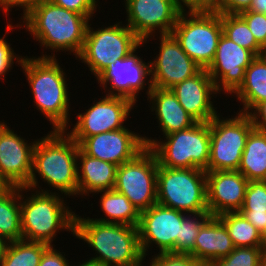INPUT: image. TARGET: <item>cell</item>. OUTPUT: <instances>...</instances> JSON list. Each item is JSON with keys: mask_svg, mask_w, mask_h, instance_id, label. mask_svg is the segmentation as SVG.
Here are the masks:
<instances>
[{"mask_svg": "<svg viewBox=\"0 0 266 266\" xmlns=\"http://www.w3.org/2000/svg\"><path fill=\"white\" fill-rule=\"evenodd\" d=\"M9 242L2 236H0V261L5 255L6 248L8 246Z\"/></svg>", "mask_w": 266, "mask_h": 266, "instance_id": "47", "label": "cell"}, {"mask_svg": "<svg viewBox=\"0 0 266 266\" xmlns=\"http://www.w3.org/2000/svg\"><path fill=\"white\" fill-rule=\"evenodd\" d=\"M3 121V122H2ZM0 121V179L6 186L25 187L32 174L33 149L37 139L28 141Z\"/></svg>", "mask_w": 266, "mask_h": 266, "instance_id": "17", "label": "cell"}, {"mask_svg": "<svg viewBox=\"0 0 266 266\" xmlns=\"http://www.w3.org/2000/svg\"><path fill=\"white\" fill-rule=\"evenodd\" d=\"M125 24L143 41L161 34H171L181 10L175 0H124ZM157 30V32H156Z\"/></svg>", "mask_w": 266, "mask_h": 266, "instance_id": "16", "label": "cell"}, {"mask_svg": "<svg viewBox=\"0 0 266 266\" xmlns=\"http://www.w3.org/2000/svg\"><path fill=\"white\" fill-rule=\"evenodd\" d=\"M266 247H235L226 257L215 260L210 266H264Z\"/></svg>", "mask_w": 266, "mask_h": 266, "instance_id": "33", "label": "cell"}, {"mask_svg": "<svg viewBox=\"0 0 266 266\" xmlns=\"http://www.w3.org/2000/svg\"><path fill=\"white\" fill-rule=\"evenodd\" d=\"M22 21L19 22L20 26L29 32L33 40L38 41L37 44L40 43V48L52 52L50 55L42 52L39 58H57L55 54L64 51L69 55L73 53L76 59L82 50L90 22L86 16L51 1L32 9Z\"/></svg>", "mask_w": 266, "mask_h": 266, "instance_id": "2", "label": "cell"}, {"mask_svg": "<svg viewBox=\"0 0 266 266\" xmlns=\"http://www.w3.org/2000/svg\"><path fill=\"white\" fill-rule=\"evenodd\" d=\"M256 57L253 52L222 34L215 57L206 69L215 83L216 91L232 95L243 83L246 68Z\"/></svg>", "mask_w": 266, "mask_h": 266, "instance_id": "18", "label": "cell"}, {"mask_svg": "<svg viewBox=\"0 0 266 266\" xmlns=\"http://www.w3.org/2000/svg\"><path fill=\"white\" fill-rule=\"evenodd\" d=\"M236 95V96H235ZM241 102L237 112L247 114L257 103L266 101V54L257 56L246 68L243 83L231 95Z\"/></svg>", "mask_w": 266, "mask_h": 266, "instance_id": "25", "label": "cell"}, {"mask_svg": "<svg viewBox=\"0 0 266 266\" xmlns=\"http://www.w3.org/2000/svg\"><path fill=\"white\" fill-rule=\"evenodd\" d=\"M186 215L187 213L160 204H154L140 213L137 228L145 258L150 255L148 252L154 247L159 250L157 254H175V243L179 236L181 222Z\"/></svg>", "mask_w": 266, "mask_h": 266, "instance_id": "15", "label": "cell"}, {"mask_svg": "<svg viewBox=\"0 0 266 266\" xmlns=\"http://www.w3.org/2000/svg\"><path fill=\"white\" fill-rule=\"evenodd\" d=\"M211 217L209 212L187 214L181 222L175 254H190L194 250L196 237L201 226Z\"/></svg>", "mask_w": 266, "mask_h": 266, "instance_id": "32", "label": "cell"}, {"mask_svg": "<svg viewBox=\"0 0 266 266\" xmlns=\"http://www.w3.org/2000/svg\"><path fill=\"white\" fill-rule=\"evenodd\" d=\"M46 1L49 0H0V9L8 18V15H10V12H12V8L14 9L15 7H19L23 10V13L21 14L22 16L19 18L20 20L24 18L32 9Z\"/></svg>", "mask_w": 266, "mask_h": 266, "instance_id": "39", "label": "cell"}, {"mask_svg": "<svg viewBox=\"0 0 266 266\" xmlns=\"http://www.w3.org/2000/svg\"><path fill=\"white\" fill-rule=\"evenodd\" d=\"M170 89L178 98L181 106L197 122H209L219 114L217 107H214V97L217 98L216 94L219 93L206 69H201L194 76Z\"/></svg>", "mask_w": 266, "mask_h": 266, "instance_id": "21", "label": "cell"}, {"mask_svg": "<svg viewBox=\"0 0 266 266\" xmlns=\"http://www.w3.org/2000/svg\"><path fill=\"white\" fill-rule=\"evenodd\" d=\"M259 232H266V212L264 213H241Z\"/></svg>", "mask_w": 266, "mask_h": 266, "instance_id": "44", "label": "cell"}, {"mask_svg": "<svg viewBox=\"0 0 266 266\" xmlns=\"http://www.w3.org/2000/svg\"><path fill=\"white\" fill-rule=\"evenodd\" d=\"M151 112L156 115L158 129L162 135L192 127L197 121L181 106L171 89L153 87L147 96ZM155 111V112H154Z\"/></svg>", "mask_w": 266, "mask_h": 266, "instance_id": "22", "label": "cell"}, {"mask_svg": "<svg viewBox=\"0 0 266 266\" xmlns=\"http://www.w3.org/2000/svg\"><path fill=\"white\" fill-rule=\"evenodd\" d=\"M163 137L157 139L144 135L146 148H149L156 155L160 166L195 168L208 172L210 151L209 122H197L192 127Z\"/></svg>", "mask_w": 266, "mask_h": 266, "instance_id": "6", "label": "cell"}, {"mask_svg": "<svg viewBox=\"0 0 266 266\" xmlns=\"http://www.w3.org/2000/svg\"><path fill=\"white\" fill-rule=\"evenodd\" d=\"M254 0H216L215 11L220 14H239L249 10Z\"/></svg>", "mask_w": 266, "mask_h": 266, "instance_id": "40", "label": "cell"}, {"mask_svg": "<svg viewBox=\"0 0 266 266\" xmlns=\"http://www.w3.org/2000/svg\"><path fill=\"white\" fill-rule=\"evenodd\" d=\"M78 152L79 145L64 130L48 131L35 143L32 174L25 187L45 193L62 194L68 198L79 197L77 196ZM37 176L42 178V182L47 183L50 189L52 187V190L45 187L41 189Z\"/></svg>", "mask_w": 266, "mask_h": 266, "instance_id": "1", "label": "cell"}, {"mask_svg": "<svg viewBox=\"0 0 266 266\" xmlns=\"http://www.w3.org/2000/svg\"><path fill=\"white\" fill-rule=\"evenodd\" d=\"M156 155L146 148L135 159L118 166L114 190L124 194L141 213L157 204Z\"/></svg>", "mask_w": 266, "mask_h": 266, "instance_id": "12", "label": "cell"}, {"mask_svg": "<svg viewBox=\"0 0 266 266\" xmlns=\"http://www.w3.org/2000/svg\"><path fill=\"white\" fill-rule=\"evenodd\" d=\"M48 247V244L42 242L25 240L9 242L0 266H38Z\"/></svg>", "mask_w": 266, "mask_h": 266, "instance_id": "30", "label": "cell"}, {"mask_svg": "<svg viewBox=\"0 0 266 266\" xmlns=\"http://www.w3.org/2000/svg\"><path fill=\"white\" fill-rule=\"evenodd\" d=\"M56 245L49 246L43 253L41 261L38 266H71L69 260L66 258L65 252H60L55 248Z\"/></svg>", "mask_w": 266, "mask_h": 266, "instance_id": "41", "label": "cell"}, {"mask_svg": "<svg viewBox=\"0 0 266 266\" xmlns=\"http://www.w3.org/2000/svg\"><path fill=\"white\" fill-rule=\"evenodd\" d=\"M6 184L0 179V192L6 188Z\"/></svg>", "mask_w": 266, "mask_h": 266, "instance_id": "48", "label": "cell"}, {"mask_svg": "<svg viewBox=\"0 0 266 266\" xmlns=\"http://www.w3.org/2000/svg\"><path fill=\"white\" fill-rule=\"evenodd\" d=\"M79 148L87 155L120 166L146 149L144 135L127 128L85 138Z\"/></svg>", "mask_w": 266, "mask_h": 266, "instance_id": "19", "label": "cell"}, {"mask_svg": "<svg viewBox=\"0 0 266 266\" xmlns=\"http://www.w3.org/2000/svg\"><path fill=\"white\" fill-rule=\"evenodd\" d=\"M12 19L10 18V22H7V27H6V33L3 35V37H0V80H6L5 75L11 72L12 66H14V61L16 64H20L21 59H22V54H16L14 51V48L11 47V43L6 41V34L14 30V28H22L20 27V23L17 25L12 23ZM14 25V26H13ZM8 32V33H7ZM4 76V77H3Z\"/></svg>", "mask_w": 266, "mask_h": 266, "instance_id": "35", "label": "cell"}, {"mask_svg": "<svg viewBox=\"0 0 266 266\" xmlns=\"http://www.w3.org/2000/svg\"><path fill=\"white\" fill-rule=\"evenodd\" d=\"M0 236L8 242L22 240L20 187L7 186L0 192Z\"/></svg>", "mask_w": 266, "mask_h": 266, "instance_id": "28", "label": "cell"}, {"mask_svg": "<svg viewBox=\"0 0 266 266\" xmlns=\"http://www.w3.org/2000/svg\"><path fill=\"white\" fill-rule=\"evenodd\" d=\"M263 239H264L265 244H266V232L263 234Z\"/></svg>", "mask_w": 266, "mask_h": 266, "instance_id": "49", "label": "cell"}, {"mask_svg": "<svg viewBox=\"0 0 266 266\" xmlns=\"http://www.w3.org/2000/svg\"><path fill=\"white\" fill-rule=\"evenodd\" d=\"M221 114L209 121L210 151L208 171L238 170L246 139L254 128L247 114Z\"/></svg>", "mask_w": 266, "mask_h": 266, "instance_id": "10", "label": "cell"}, {"mask_svg": "<svg viewBox=\"0 0 266 266\" xmlns=\"http://www.w3.org/2000/svg\"><path fill=\"white\" fill-rule=\"evenodd\" d=\"M227 228L235 247H266L263 235L240 212L217 216Z\"/></svg>", "mask_w": 266, "mask_h": 266, "instance_id": "29", "label": "cell"}, {"mask_svg": "<svg viewBox=\"0 0 266 266\" xmlns=\"http://www.w3.org/2000/svg\"><path fill=\"white\" fill-rule=\"evenodd\" d=\"M249 10L252 12L266 14V0H254Z\"/></svg>", "mask_w": 266, "mask_h": 266, "instance_id": "45", "label": "cell"}, {"mask_svg": "<svg viewBox=\"0 0 266 266\" xmlns=\"http://www.w3.org/2000/svg\"><path fill=\"white\" fill-rule=\"evenodd\" d=\"M118 166L85 154L80 148L77 157L78 195L90 196L114 188Z\"/></svg>", "mask_w": 266, "mask_h": 266, "instance_id": "24", "label": "cell"}, {"mask_svg": "<svg viewBox=\"0 0 266 266\" xmlns=\"http://www.w3.org/2000/svg\"><path fill=\"white\" fill-rule=\"evenodd\" d=\"M157 204L187 214L209 212L206 171L168 168L158 164Z\"/></svg>", "mask_w": 266, "mask_h": 266, "instance_id": "7", "label": "cell"}, {"mask_svg": "<svg viewBox=\"0 0 266 266\" xmlns=\"http://www.w3.org/2000/svg\"><path fill=\"white\" fill-rule=\"evenodd\" d=\"M101 194L99 198L100 210L104 217L92 218L104 223L125 224L137 227L140 220V212L128 200V198L114 189L95 192Z\"/></svg>", "mask_w": 266, "mask_h": 266, "instance_id": "26", "label": "cell"}, {"mask_svg": "<svg viewBox=\"0 0 266 266\" xmlns=\"http://www.w3.org/2000/svg\"><path fill=\"white\" fill-rule=\"evenodd\" d=\"M65 198L57 193L20 187L22 240L54 246L53 241L61 231H71L74 236L76 214Z\"/></svg>", "mask_w": 266, "mask_h": 266, "instance_id": "5", "label": "cell"}, {"mask_svg": "<svg viewBox=\"0 0 266 266\" xmlns=\"http://www.w3.org/2000/svg\"><path fill=\"white\" fill-rule=\"evenodd\" d=\"M235 246L227 228L217 216H211L200 228L190 255L200 264L210 265L228 256Z\"/></svg>", "mask_w": 266, "mask_h": 266, "instance_id": "23", "label": "cell"}, {"mask_svg": "<svg viewBox=\"0 0 266 266\" xmlns=\"http://www.w3.org/2000/svg\"><path fill=\"white\" fill-rule=\"evenodd\" d=\"M171 34L195 63L207 69L223 34L221 14L216 11H181Z\"/></svg>", "mask_w": 266, "mask_h": 266, "instance_id": "8", "label": "cell"}, {"mask_svg": "<svg viewBox=\"0 0 266 266\" xmlns=\"http://www.w3.org/2000/svg\"><path fill=\"white\" fill-rule=\"evenodd\" d=\"M142 46L146 45L141 42L125 58L112 62L96 77L99 87L104 90L102 94L124 97L136 105L137 99L140 98L138 95H141L140 92L145 91L146 87V95H149L153 88L150 61L145 62L141 56L137 55L138 49Z\"/></svg>", "mask_w": 266, "mask_h": 266, "instance_id": "11", "label": "cell"}, {"mask_svg": "<svg viewBox=\"0 0 266 266\" xmlns=\"http://www.w3.org/2000/svg\"><path fill=\"white\" fill-rule=\"evenodd\" d=\"M181 11H215L216 0H175Z\"/></svg>", "mask_w": 266, "mask_h": 266, "instance_id": "42", "label": "cell"}, {"mask_svg": "<svg viewBox=\"0 0 266 266\" xmlns=\"http://www.w3.org/2000/svg\"><path fill=\"white\" fill-rule=\"evenodd\" d=\"M93 100L83 113H76L73 127L64 130L78 145L87 137L103 132L125 128V122L131 118L130 112L136 109L131 100L119 96H101ZM135 107V108H134Z\"/></svg>", "mask_w": 266, "mask_h": 266, "instance_id": "13", "label": "cell"}, {"mask_svg": "<svg viewBox=\"0 0 266 266\" xmlns=\"http://www.w3.org/2000/svg\"><path fill=\"white\" fill-rule=\"evenodd\" d=\"M155 36L159 38V51L150 59L152 87L170 89L174 85L194 76L202 68L180 47L172 34L153 35L142 42L147 44Z\"/></svg>", "mask_w": 266, "mask_h": 266, "instance_id": "14", "label": "cell"}, {"mask_svg": "<svg viewBox=\"0 0 266 266\" xmlns=\"http://www.w3.org/2000/svg\"><path fill=\"white\" fill-rule=\"evenodd\" d=\"M207 207L211 216L239 212L245 200L247 178L238 170L208 171Z\"/></svg>", "mask_w": 266, "mask_h": 266, "instance_id": "20", "label": "cell"}, {"mask_svg": "<svg viewBox=\"0 0 266 266\" xmlns=\"http://www.w3.org/2000/svg\"><path fill=\"white\" fill-rule=\"evenodd\" d=\"M71 266H103L101 265L98 261H94V260H91V259H87L86 261H81V262H78V265H76V263H72Z\"/></svg>", "mask_w": 266, "mask_h": 266, "instance_id": "46", "label": "cell"}, {"mask_svg": "<svg viewBox=\"0 0 266 266\" xmlns=\"http://www.w3.org/2000/svg\"><path fill=\"white\" fill-rule=\"evenodd\" d=\"M199 266H210V265L200 264Z\"/></svg>", "mask_w": 266, "mask_h": 266, "instance_id": "51", "label": "cell"}, {"mask_svg": "<svg viewBox=\"0 0 266 266\" xmlns=\"http://www.w3.org/2000/svg\"><path fill=\"white\" fill-rule=\"evenodd\" d=\"M264 266H266V249H265V263Z\"/></svg>", "mask_w": 266, "mask_h": 266, "instance_id": "50", "label": "cell"}, {"mask_svg": "<svg viewBox=\"0 0 266 266\" xmlns=\"http://www.w3.org/2000/svg\"><path fill=\"white\" fill-rule=\"evenodd\" d=\"M238 15L247 23L256 41L266 50V14L246 10Z\"/></svg>", "mask_w": 266, "mask_h": 266, "instance_id": "36", "label": "cell"}, {"mask_svg": "<svg viewBox=\"0 0 266 266\" xmlns=\"http://www.w3.org/2000/svg\"><path fill=\"white\" fill-rule=\"evenodd\" d=\"M147 266H199L190 254L161 253L152 255Z\"/></svg>", "mask_w": 266, "mask_h": 266, "instance_id": "37", "label": "cell"}, {"mask_svg": "<svg viewBox=\"0 0 266 266\" xmlns=\"http://www.w3.org/2000/svg\"><path fill=\"white\" fill-rule=\"evenodd\" d=\"M75 215L74 237L95 252L89 259L103 266H140L146 259L142 253L138 228L125 224L104 223Z\"/></svg>", "mask_w": 266, "mask_h": 266, "instance_id": "4", "label": "cell"}, {"mask_svg": "<svg viewBox=\"0 0 266 266\" xmlns=\"http://www.w3.org/2000/svg\"><path fill=\"white\" fill-rule=\"evenodd\" d=\"M248 181H266V131L253 128L249 133L238 168Z\"/></svg>", "mask_w": 266, "mask_h": 266, "instance_id": "27", "label": "cell"}, {"mask_svg": "<svg viewBox=\"0 0 266 266\" xmlns=\"http://www.w3.org/2000/svg\"><path fill=\"white\" fill-rule=\"evenodd\" d=\"M52 3L61 6L67 10L86 16L90 21L98 10L99 0H49ZM98 3V4H97Z\"/></svg>", "mask_w": 266, "mask_h": 266, "instance_id": "38", "label": "cell"}, {"mask_svg": "<svg viewBox=\"0 0 266 266\" xmlns=\"http://www.w3.org/2000/svg\"><path fill=\"white\" fill-rule=\"evenodd\" d=\"M254 128L266 131V101L257 103L248 113Z\"/></svg>", "mask_w": 266, "mask_h": 266, "instance_id": "43", "label": "cell"}, {"mask_svg": "<svg viewBox=\"0 0 266 266\" xmlns=\"http://www.w3.org/2000/svg\"><path fill=\"white\" fill-rule=\"evenodd\" d=\"M240 213L266 212V181H249Z\"/></svg>", "mask_w": 266, "mask_h": 266, "instance_id": "34", "label": "cell"}, {"mask_svg": "<svg viewBox=\"0 0 266 266\" xmlns=\"http://www.w3.org/2000/svg\"><path fill=\"white\" fill-rule=\"evenodd\" d=\"M59 63L57 58L26 55L19 64L31 89L35 109L50 121L52 130H66L72 123L69 79L63 70L65 67L62 68Z\"/></svg>", "mask_w": 266, "mask_h": 266, "instance_id": "3", "label": "cell"}, {"mask_svg": "<svg viewBox=\"0 0 266 266\" xmlns=\"http://www.w3.org/2000/svg\"><path fill=\"white\" fill-rule=\"evenodd\" d=\"M221 24L227 38L256 56L266 54V50L256 41L247 23L238 14H221Z\"/></svg>", "mask_w": 266, "mask_h": 266, "instance_id": "31", "label": "cell"}, {"mask_svg": "<svg viewBox=\"0 0 266 266\" xmlns=\"http://www.w3.org/2000/svg\"><path fill=\"white\" fill-rule=\"evenodd\" d=\"M123 21L102 25L94 29L88 24L84 44L78 55L89 68L91 74L97 77L109 64L117 59L125 58L142 40Z\"/></svg>", "mask_w": 266, "mask_h": 266, "instance_id": "9", "label": "cell"}]
</instances>
